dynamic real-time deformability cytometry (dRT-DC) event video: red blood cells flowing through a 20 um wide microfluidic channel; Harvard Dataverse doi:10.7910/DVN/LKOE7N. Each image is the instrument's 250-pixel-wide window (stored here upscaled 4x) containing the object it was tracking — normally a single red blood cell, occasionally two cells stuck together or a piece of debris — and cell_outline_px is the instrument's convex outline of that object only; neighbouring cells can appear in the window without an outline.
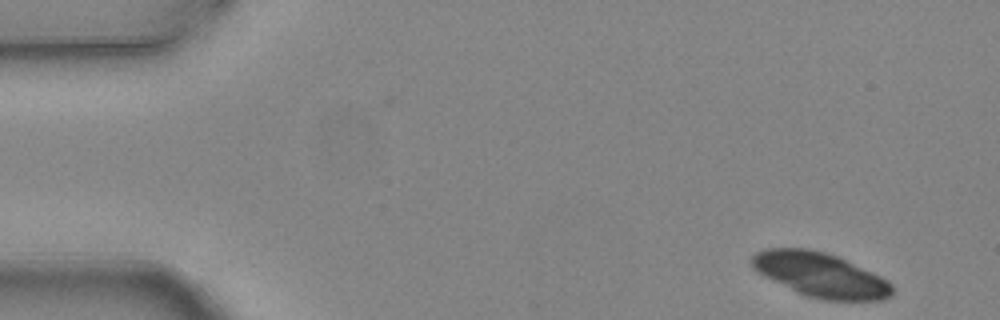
{"species": "common noctule bat (a hibernating species)", "species_latin": "Nyctalus noctula", "temperature_condition": "warm", "stored_images_in_passage": 2, "camera_frame_rate_fps": 3000, "um_per_image_px": 0.085, "animal": {"sex": "female", "body_mass_g": 24.6, "forearm_length_mm": 56.2}, "frame": {"image": 1, "passage_image": 2, "time_ms": 0.333, "image_size_px": [1000, 320], "cell_outline_px": [[892, 296], [884, 300], [824, 300], [804, 296], [756, 272], [752, 268], [752, 256], [756, 252], [764, 248], [808, 248], [824, 252], [836, 256], [872, 272], [888, 280], [892, 284]], "centroid_in_image_um": [69.72, 23.37], "position_along_channel_um": 15.3, "area_um2": 36.36}}